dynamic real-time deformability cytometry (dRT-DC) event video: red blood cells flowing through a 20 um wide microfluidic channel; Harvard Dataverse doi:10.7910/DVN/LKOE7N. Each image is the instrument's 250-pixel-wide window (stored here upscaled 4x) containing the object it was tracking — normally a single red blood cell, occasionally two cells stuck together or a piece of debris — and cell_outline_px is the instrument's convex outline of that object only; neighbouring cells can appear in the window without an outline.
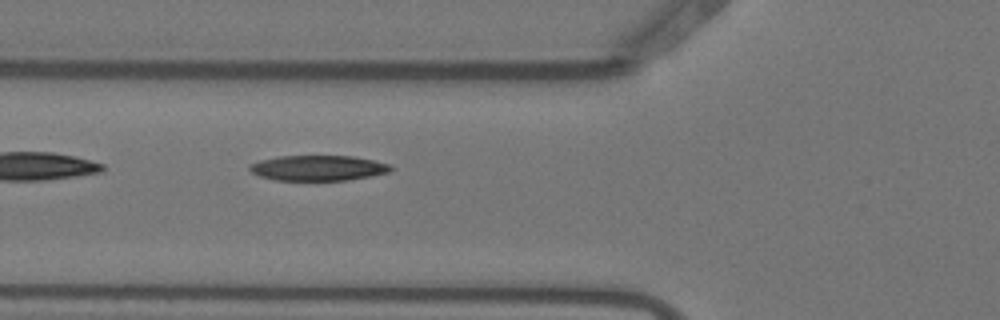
{"species": "Egyptian fruit bat (a non-hibernating species)", "species_latin": "Rousettus aegyptiacus", "temperature_condition": "warm", "stored_images_in_passage": 6, "camera_frame_rate_fps": 3000, "um_per_image_px": 0.085, "animal": {"sex": "female"}, "frame": {"image": 1, "passage_image": 6, "time_ms": 1.667, "image_size_px": [1000, 320], "cell_outline_px": [[392, 168], [388, 172], [372, 176], [348, 180], [276, 180], [260, 176], [252, 172], [248, 168], [248, 164], [260, 160], [276, 156], [352, 156], [372, 160], [388, 164]], "centroid_in_image_um": [26.99, 14.28], "position_along_channel_um": 98.8, "area_um2": 20.75}}